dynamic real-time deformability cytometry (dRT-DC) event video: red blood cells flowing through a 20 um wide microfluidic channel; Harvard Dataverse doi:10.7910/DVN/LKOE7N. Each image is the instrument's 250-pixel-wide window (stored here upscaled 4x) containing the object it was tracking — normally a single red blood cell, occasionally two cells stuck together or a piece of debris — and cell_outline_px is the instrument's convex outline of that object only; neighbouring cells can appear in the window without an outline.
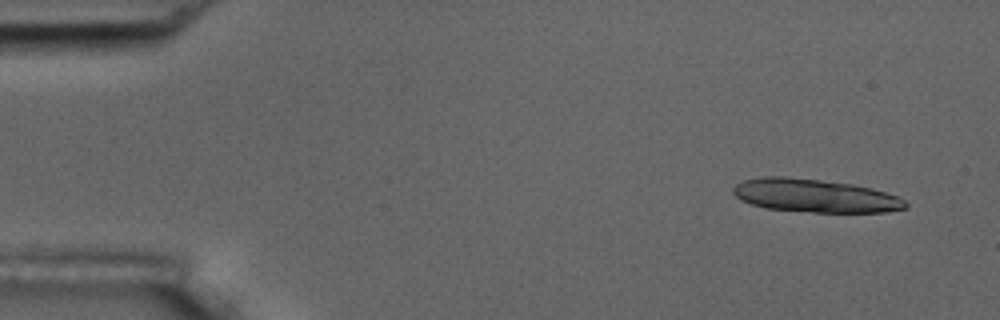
{"species": "common noctule bat (a hibernating species)", "species_latin": "Nyctalus noctula", "temperature_condition": "room temperature", "stored_images_in_passage": 6, "camera_frame_rate_fps": 3000, "um_per_image_px": 0.085, "animal": {"sex": "male", "body_mass_g": 17.5, "forearm_length_mm": 52.3}, "frame": {"image": 1, "passage_image": 1, "time_ms": 0.0, "image_size_px": [1000, 320], "cell_outline_px": [[908, 208], [888, 212], [812, 212], [764, 208], [740, 200], [732, 192], [732, 188], [736, 184], [744, 180], [764, 176], [784, 176], [820, 180], [852, 184], [872, 188], [896, 196], [904, 200], [908, 204]], "centroid_in_image_um": [69.26, 16.64], "position_along_channel_um": 15.7, "area_um2": 33.41}}
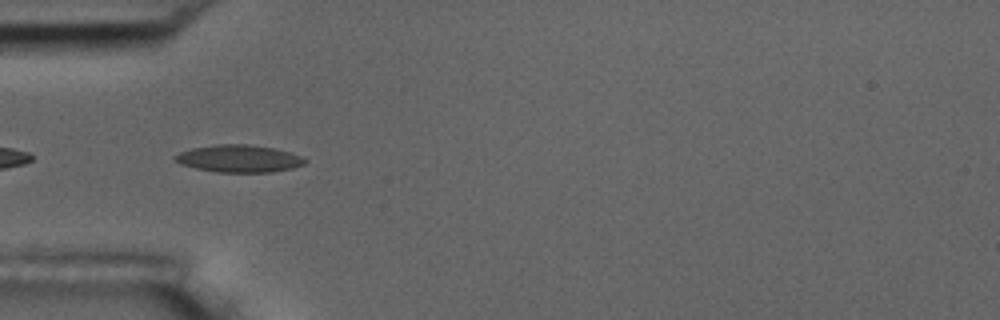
{"frame": {"image": 2, "passage_image": 5, "time_ms": 1.333, "image_size_px": [1000, 320], "cell_outline_px": [[308, 160], [304, 164], [292, 168], [272, 172], [216, 172], [196, 168], [180, 164], [172, 160], [172, 156], [180, 152], [192, 148], [216, 144], [248, 144], [276, 148], [304, 156]], "centroid_in_image_um": [20.32, 13.47], "position_along_channel_um": 64.7, "area_um2": 20.98}}